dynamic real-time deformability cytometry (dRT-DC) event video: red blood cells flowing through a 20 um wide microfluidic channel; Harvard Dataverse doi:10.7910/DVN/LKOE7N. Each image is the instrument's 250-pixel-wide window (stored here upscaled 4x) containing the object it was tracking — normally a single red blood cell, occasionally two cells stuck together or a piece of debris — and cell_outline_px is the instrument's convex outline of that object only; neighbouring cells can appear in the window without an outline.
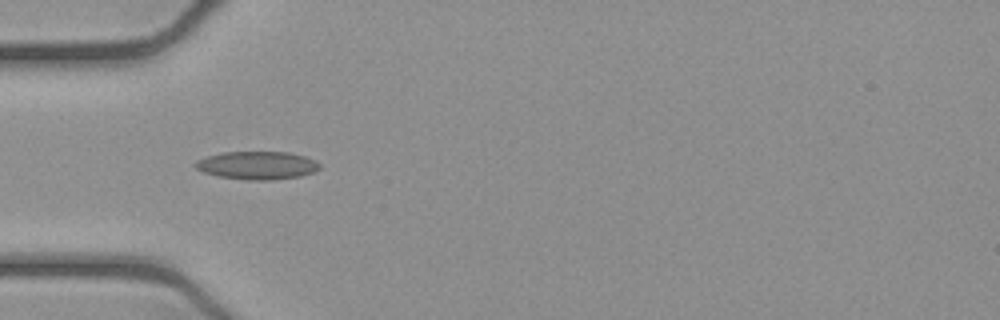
{"species": "common noctule bat (a hibernating species)", "species_latin": "Nyctalus noctula", "temperature_condition": "cold", "stored_images_in_passage": 11, "camera_frame_rate_fps": 3000, "um_per_image_px": 0.085, "animal": {"sex": "female", "body_mass_g": 21.9}, "frame": {"image": 1, "passage_image": 2, "time_ms": 0.333, "image_size_px": [1000, 320], "cell_outline_px": [[320, 168], [312, 172], [300, 176], [272, 180], [248, 180], [216, 176], [204, 172], [196, 168], [192, 164], [196, 160], [208, 156], [224, 152], [288, 152], [304, 156], [316, 160], [320, 164]], "centroid_in_image_um": [21.84, 14.06], "position_along_channel_um": 63.2, "area_um2": 20.35}}
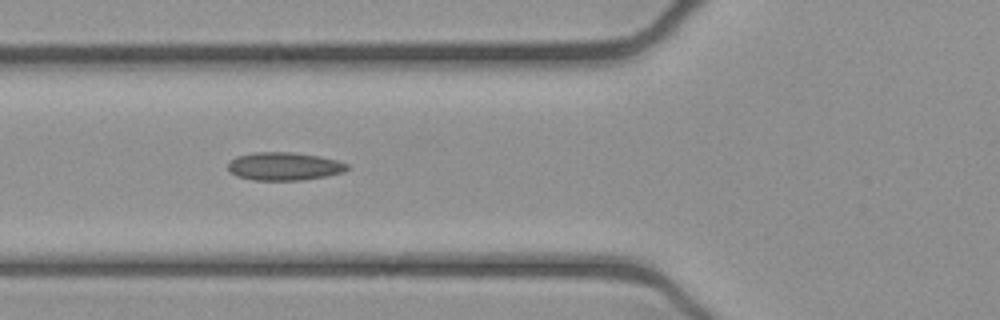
{"frame": {"image": 2, "passage_image": 5, "time_ms": 1.333, "image_size_px": [1000, 320], "cell_outline_px": [[352, 168], [344, 172], [324, 176], [300, 180], [252, 180], [236, 176], [228, 172], [228, 164], [236, 156], [252, 152], [292, 152], [320, 156], [336, 160], [348, 164]], "centroid_in_image_um": [24.14, 14.13], "position_along_channel_um": 101.7, "area_um2": 19.65}}